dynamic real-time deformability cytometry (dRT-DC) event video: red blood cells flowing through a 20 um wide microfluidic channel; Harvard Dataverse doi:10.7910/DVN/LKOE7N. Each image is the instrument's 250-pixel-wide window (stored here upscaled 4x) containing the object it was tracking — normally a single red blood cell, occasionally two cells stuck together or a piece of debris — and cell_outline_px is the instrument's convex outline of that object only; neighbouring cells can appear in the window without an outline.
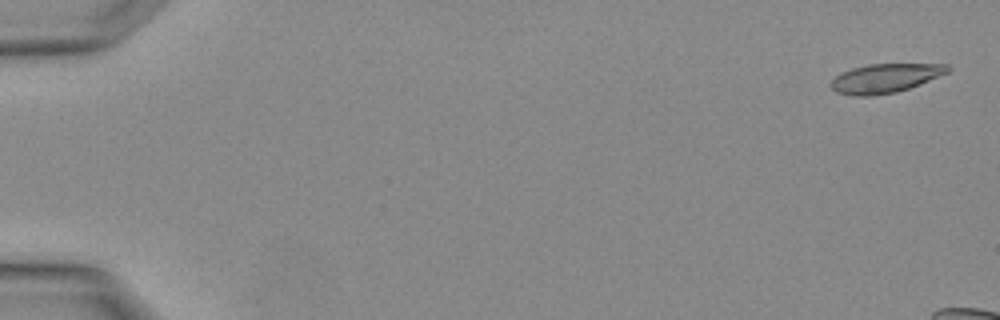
{"species": "Egyptian fruit bat (a non-hibernating species)", "species_latin": "Rousettus aegyptiacus", "temperature_condition": "warm", "stored_images_in_passage": 4, "camera_frame_rate_fps": 3000, "um_per_image_px": 0.085, "animal": {"sex": "female"}, "frame": {"image": 1, "passage_image": 1, "time_ms": 0.0, "image_size_px": [1000, 320], "cell_outline_px": [[952, 68], [948, 72], [908, 88], [896, 92], [872, 96], [852, 96], [836, 92], [828, 84], [840, 72], [852, 68], [868, 64], [948, 64]], "centroid_in_image_um": [75.19, 6.65], "position_along_channel_um": 9.8, "area_um2": 19.71}}
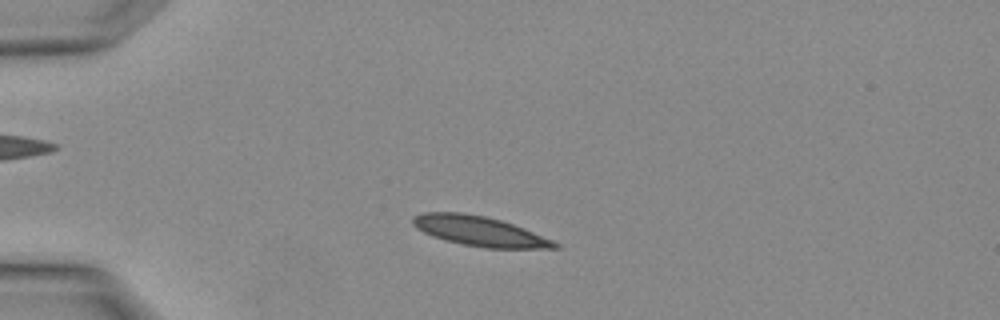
{"frame": {"image": 2, "passage_image": 4, "time_ms": 1.0, "image_size_px": [1000, 320], "cell_outline_px": [[560, 248], [484, 248], [444, 240], [432, 236], [416, 228], [412, 224], [412, 216], [420, 212], [460, 212], [484, 216], [500, 220], [512, 224], [552, 240], [560, 244]], "centroid_in_image_um": [40.7, 19.64], "position_along_channel_um": 44.3, "area_um2": 24.45}}